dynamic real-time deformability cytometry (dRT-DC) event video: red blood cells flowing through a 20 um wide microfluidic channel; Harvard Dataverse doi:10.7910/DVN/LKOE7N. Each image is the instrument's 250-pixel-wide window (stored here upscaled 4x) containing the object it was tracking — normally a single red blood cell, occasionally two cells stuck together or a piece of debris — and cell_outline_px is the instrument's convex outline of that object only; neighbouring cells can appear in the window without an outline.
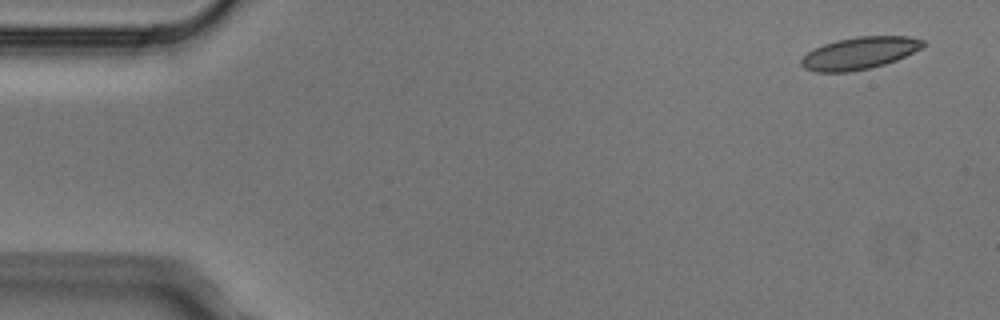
{"species": "Egyptian fruit bat (a non-hibernating species)", "species_latin": "Rousettus aegyptiacus", "temperature_condition": "cold", "stored_images_in_passage": 5, "camera_frame_rate_fps": 3000, "um_per_image_px": 0.085, "animal": {"sex": "male"}, "frame": {"image": 1, "passage_image": 1, "time_ms": 0.0, "image_size_px": [1000, 320], "cell_outline_px": [[928, 44], [896, 60], [884, 64], [868, 68], [848, 72], [816, 72], [804, 68], [800, 64], [800, 60], [808, 52], [824, 44], [836, 40], [856, 36], [908, 36], [924, 40]], "centroid_in_image_um": [73.05, 4.51], "position_along_channel_um": 11.9, "area_um2": 22.72}}
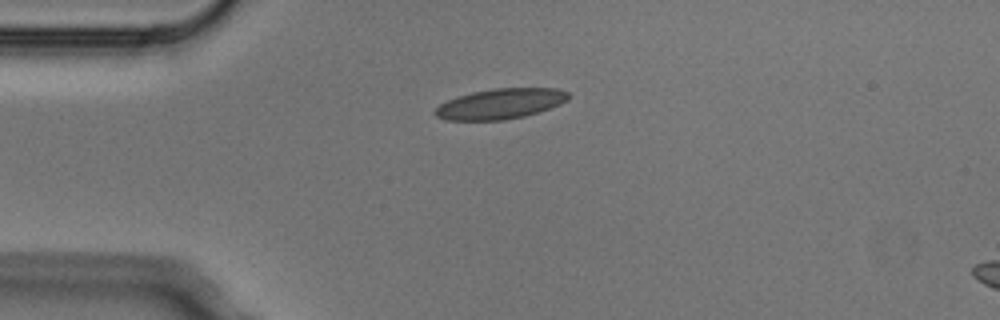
{"frame": {"image": 2, "passage_image": 4, "time_ms": 1.0, "image_size_px": [1000, 320], "cell_outline_px": [[568, 100], [560, 104], [524, 116], [504, 120], [444, 120], [436, 116], [432, 112], [440, 104], [456, 96], [472, 92], [496, 88], [556, 88], [568, 92]], "centroid_in_image_um": [42.49, 8.82], "position_along_channel_um": 42.5, "area_um2": 23.47}}